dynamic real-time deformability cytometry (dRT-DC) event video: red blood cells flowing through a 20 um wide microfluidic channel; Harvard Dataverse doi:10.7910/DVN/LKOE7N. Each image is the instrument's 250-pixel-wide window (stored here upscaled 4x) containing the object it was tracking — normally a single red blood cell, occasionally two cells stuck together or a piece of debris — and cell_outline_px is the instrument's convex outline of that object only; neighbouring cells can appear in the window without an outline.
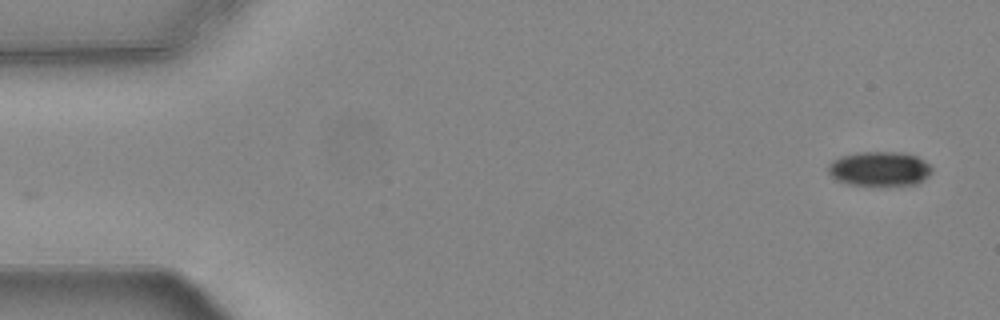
{"species": "common noctule bat (a hibernating species)", "species_latin": "Nyctalus noctula", "temperature_condition": "warm", "stored_images_in_passage": 12, "camera_frame_rate_fps": 3000, "um_per_image_px": 0.085, "animal": {"sex": "female", "body_mass_g": 24.6, "forearm_length_mm": 56.2}, "frame": {"image": 1, "passage_image": 1, "time_ms": 0.0, "image_size_px": [1000, 320], "cell_outline_px": [[932, 172], [924, 180], [916, 184], [888, 188], [880, 188], [848, 184], [836, 180], [828, 172], [828, 164], [832, 160], [840, 156], [860, 152], [900, 152], [916, 156], [924, 160], [932, 168]], "centroid_in_image_um": [74.76, 14.4], "position_along_channel_um": 10.2, "area_um2": 21.73}}